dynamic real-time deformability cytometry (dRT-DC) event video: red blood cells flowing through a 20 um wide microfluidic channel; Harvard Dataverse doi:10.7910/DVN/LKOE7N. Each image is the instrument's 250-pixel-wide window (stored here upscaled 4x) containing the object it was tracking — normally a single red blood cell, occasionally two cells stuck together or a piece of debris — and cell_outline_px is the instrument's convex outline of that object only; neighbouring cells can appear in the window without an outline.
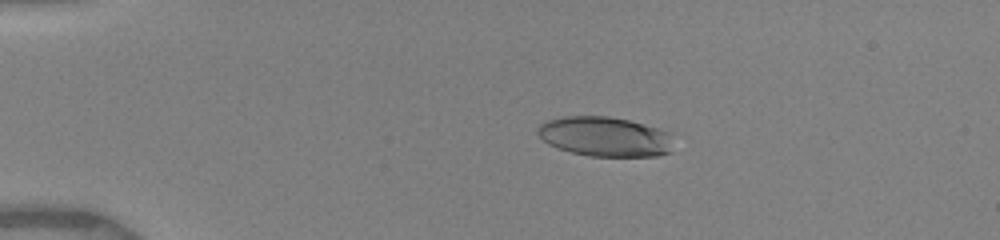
{"species": "human", "species_latin": "Homo sapiens", "temperature_condition": "warm", "stored_images_in_passage": 27, "camera_frame_rate_fps": 3000, "um_per_image_px": 0.085, "donor": {"sex": "female"}, "frame": {"image": 1, "passage_image": 6, "time_ms": 3.333, "image_size_px": [1000, 240], "cell_outline_px": [[672, 152], [656, 156], [588, 156], [556, 148], [548, 144], [536, 132], [536, 128], [540, 124], [548, 120], [564, 116], [608, 116], [628, 120], [644, 124], [668, 132]], "centroid_in_image_um": [51.37, 11.61], "position_along_channel_um": 33.6, "area_um2": 31.33}}
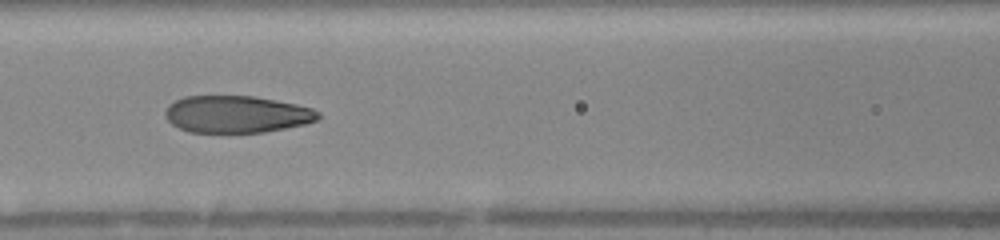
{"frame": {"image": 2, "passage_image": 13, "time_ms": 7.667, "image_size_px": [1000, 240], "cell_outline_px": [[320, 116], [316, 120], [304, 124], [264, 132], [188, 132], [172, 124], [164, 116], [164, 112], [168, 104], [184, 96], [256, 96], [296, 104], [312, 108], [320, 112]], "centroid_in_image_um": [20.09, 9.7], "position_along_channel_um": 146.5, "area_um2": 33.06}}
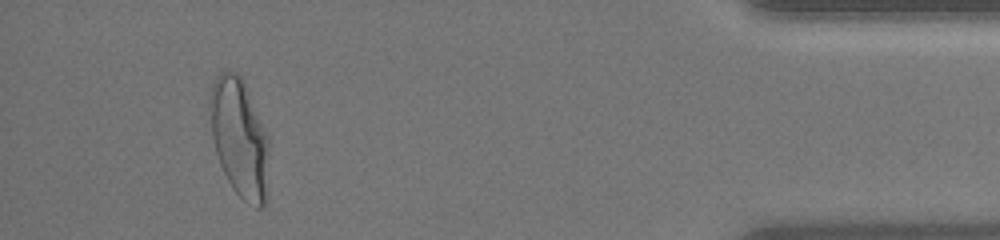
{"frame": {"image": 3, "passage_image": 25, "time_ms": 15.667, "image_size_px": [1000, 240], "cell_outline_px": [[268, 152], [264, 204], [260, 208], [256, 208], [244, 200], [232, 188], [220, 164], [216, 152], [212, 136], [208, 108], [212, 84], [216, 76], [220, 72], [236, 72], [244, 80], [268, 136]], "centroid_in_image_um": [20.32, 11.66], "position_along_channel_um": 414.9, "area_um2": 40.46}, "authors_computed_cell_mechanics": {"area_um2": 33.9286, "velocity_mm_per_s": 4.0111, "shape_relaxation_time_tau1_ms": 5.3258, "shape_relaxation_time_tau2_ms": 1.088, "deformation_change_tau1": 0.2389, "deformation_change_tau2": 0.068}}